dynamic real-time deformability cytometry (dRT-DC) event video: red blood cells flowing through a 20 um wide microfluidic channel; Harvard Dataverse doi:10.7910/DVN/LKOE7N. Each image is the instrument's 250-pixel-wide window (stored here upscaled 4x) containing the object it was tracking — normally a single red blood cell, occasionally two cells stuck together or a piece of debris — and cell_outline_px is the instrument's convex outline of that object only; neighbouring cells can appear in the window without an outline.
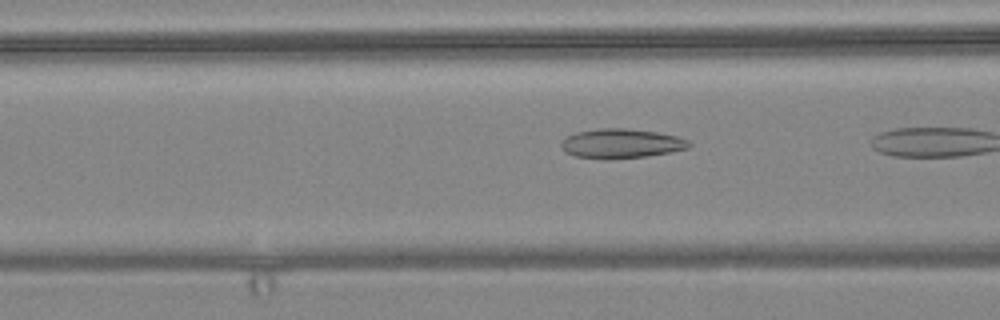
{"species": "common noctule bat (a hibernating species)", "species_latin": "Nyctalus noctula", "temperature_condition": "warm", "stored_images_in_passage": 20, "camera_frame_rate_fps": 3000, "um_per_image_px": 0.085, "animal": {"sex": "female", "body_mass_g": 24.6, "forearm_length_mm": 56.2}, "frame": {"image": 1, "passage_image": 17, "time_ms": 5.333, "image_size_px": [1000, 320], "cell_outline_px": [[692, 144], [688, 148], [672, 152], [648, 156], [608, 160], [604, 160], [576, 156], [564, 152], [560, 144], [568, 136], [576, 132], [600, 128], [624, 128], [656, 132], [676, 136], [688, 140]], "centroid_in_image_um": [52.81, 12.21], "position_along_channel_um": 113.8, "area_um2": 22.08}}